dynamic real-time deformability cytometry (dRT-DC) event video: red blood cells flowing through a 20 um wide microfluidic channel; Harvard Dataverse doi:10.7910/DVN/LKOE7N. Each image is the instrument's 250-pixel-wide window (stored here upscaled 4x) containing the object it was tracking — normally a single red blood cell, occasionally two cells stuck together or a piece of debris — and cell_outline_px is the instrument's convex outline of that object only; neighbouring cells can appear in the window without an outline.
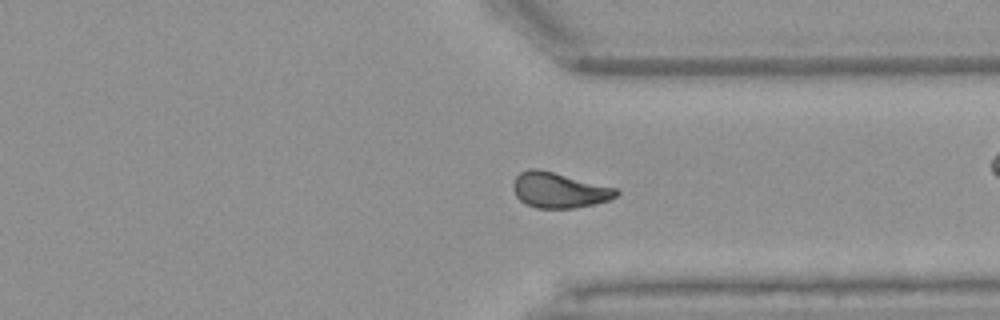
{"species": "Egyptian fruit bat (a non-hibernating species)", "species_latin": "Rousettus aegyptiacus", "temperature_condition": "warm", "stored_images_in_passage": 39, "camera_frame_rate_fps": 3000, "um_per_image_px": 0.085, "animal": {"sex": "female"}, "frame": {"image": 1, "passage_image": 27, "time_ms": 8.667, "image_size_px": [1000, 320], "cell_outline_px": [[620, 192], [616, 196], [608, 200], [592, 204], [572, 208], [536, 208], [520, 200], [516, 196], [512, 188], [512, 184], [516, 176], [520, 172], [528, 168], [540, 168], [616, 188]], "centroid_in_image_um": [47.48, 16.14], "position_along_channel_um": 363.9, "area_um2": 21.27}}